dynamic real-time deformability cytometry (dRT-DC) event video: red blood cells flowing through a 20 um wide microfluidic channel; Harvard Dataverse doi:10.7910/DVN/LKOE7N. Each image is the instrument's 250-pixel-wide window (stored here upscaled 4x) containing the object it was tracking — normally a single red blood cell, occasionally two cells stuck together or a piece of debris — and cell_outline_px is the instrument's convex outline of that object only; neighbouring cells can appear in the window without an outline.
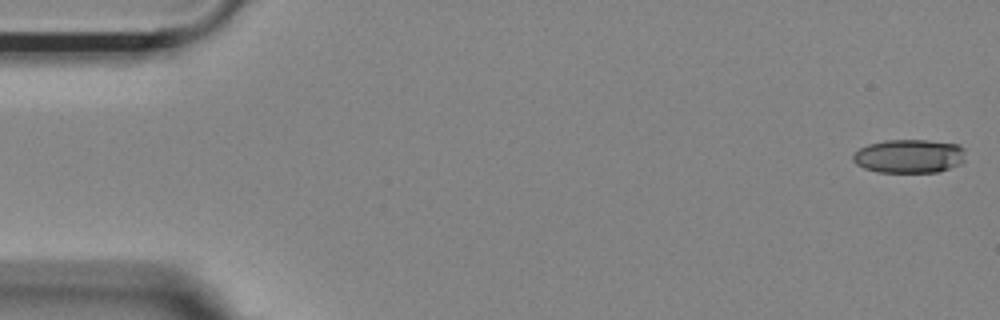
{"species": "Egyptian fruit bat (a non-hibernating species)", "species_latin": "Rousettus aegyptiacus", "temperature_condition": "room temperature", "stored_images_in_passage": 54, "camera_frame_rate_fps": 3000, "um_per_image_px": 0.085, "animal": {"sex": "female"}, "frame": {"image": 1, "passage_image": 1, "time_ms": 0.0, "image_size_px": [1000, 320], "cell_outline_px": [[964, 160], [960, 164], [936, 172], [876, 172], [864, 168], [856, 164], [852, 160], [852, 156], [860, 148], [868, 144], [884, 140], [928, 140], [956, 144], [964, 148]], "centroid_in_image_um": [77.25, 13.27], "position_along_channel_um": 7.7, "area_um2": 22.08}}
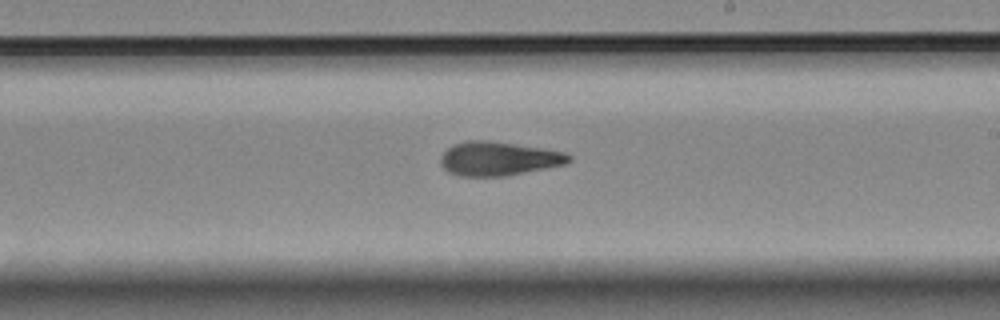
{"frame": {"image": 2, "passage_image": 31, "time_ms": 10.0, "image_size_px": [1000, 320], "cell_outline_px": [[572, 160], [568, 164], [504, 176], [460, 176], [448, 172], [440, 164], [440, 156], [452, 144], [468, 140], [488, 140], [544, 148], [564, 152], [572, 156]], "centroid_in_image_um": [42.38, 13.48], "position_along_channel_um": 246.6, "area_um2": 25.55}}
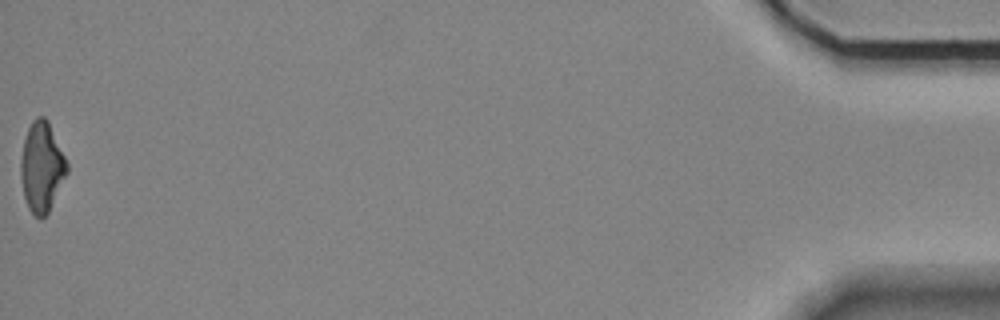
{"frame": {"image": 3, "passage_image": 54, "time_ms": 17.667, "image_size_px": [1000, 320], "cell_outline_px": [[68, 172], [48, 212], [40, 220], [28, 208], [24, 196], [20, 176], [20, 160], [24, 140], [28, 128], [32, 120], [36, 116], [44, 116], [48, 120], [68, 164]], "centroid_in_image_um": [3.54, 14.18], "position_along_channel_um": 431.7, "area_um2": 24.16}, "authors_computed_cell_mechanics": {"area_um2": 24.6228, "velocity_mm_per_s": 3.6857, "shape_relaxation_time_tau1_ms": 9.1145, "shape_relaxation_time_tau2_ms": 3.2952, "deformation_change_tau1": 0.2219, "deformation_change_tau2": 0.1243}}